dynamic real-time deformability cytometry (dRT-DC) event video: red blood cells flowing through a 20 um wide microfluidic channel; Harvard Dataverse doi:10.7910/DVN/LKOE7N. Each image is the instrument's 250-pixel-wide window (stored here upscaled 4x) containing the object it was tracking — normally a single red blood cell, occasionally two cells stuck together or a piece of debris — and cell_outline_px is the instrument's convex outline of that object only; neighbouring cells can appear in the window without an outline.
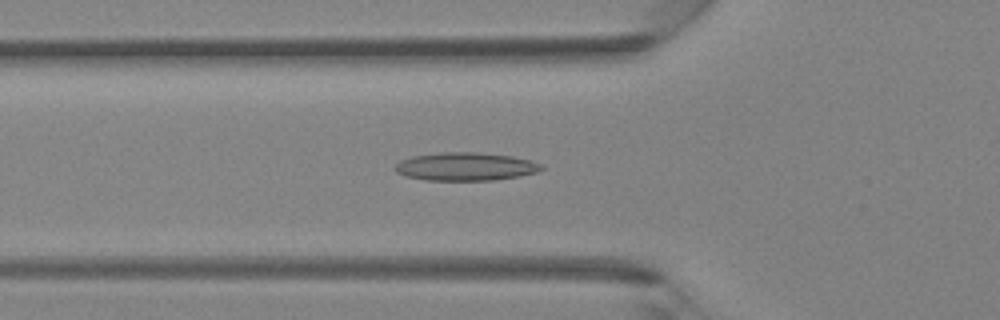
{"species": "Egyptian fruit bat (a non-hibernating species)", "species_latin": "Rousettus aegyptiacus", "temperature_condition": "room temperature", "stored_images_in_passage": 42, "camera_frame_rate_fps": 3000, "um_per_image_px": 0.085, "animal": {"sex": "female"}, "frame": {"image": 1, "passage_image": 15, "time_ms": 4.667, "image_size_px": [1000, 320], "cell_outline_px": [[544, 168], [536, 172], [520, 176], [492, 180], [424, 180], [404, 176], [396, 172], [392, 168], [400, 160], [412, 156], [440, 152], [476, 152], [512, 156], [532, 160], [540, 164]], "centroid_in_image_um": [39.53, 14.15], "position_along_channel_um": 86.3, "area_um2": 24.16}}
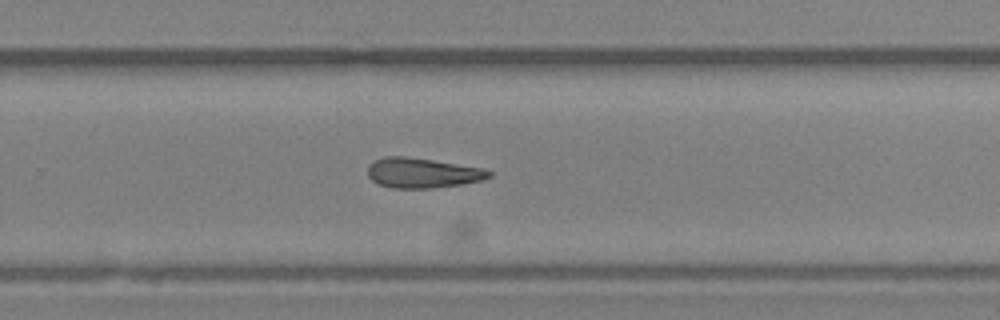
{"frame": {"image": 2, "passage_image": 28, "time_ms": 9.0, "image_size_px": [1000, 320], "cell_outline_px": [[492, 176], [480, 180], [460, 184], [432, 188], [388, 188], [372, 180], [368, 176], [368, 164], [384, 156], [404, 156], [432, 160], [480, 168], [492, 172]], "centroid_in_image_um": [35.84, 14.7], "position_along_channel_um": 294.0, "area_um2": 20.92}}
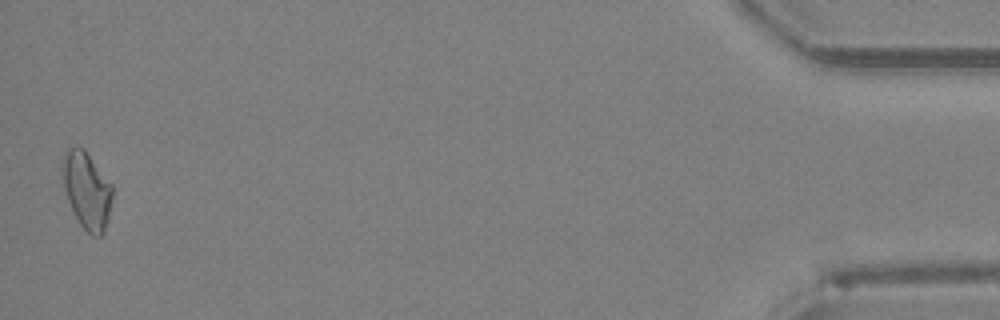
{"frame": {"image": 3, "passage_image": 42, "time_ms": 13.667, "image_size_px": [1000, 320], "cell_outline_px": [[112, 196], [108, 220], [104, 232], [100, 236], [92, 236], [80, 224], [68, 200], [64, 188], [60, 168], [64, 152], [68, 148], [84, 148], [112, 184]], "centroid_in_image_um": [7.37, 16.16], "position_along_channel_um": 427.8, "area_um2": 22.37}}